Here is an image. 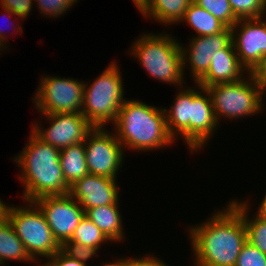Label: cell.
<instances>
[{"label": "cell", "instance_id": "1", "mask_svg": "<svg viewBox=\"0 0 266 266\" xmlns=\"http://www.w3.org/2000/svg\"><path fill=\"white\" fill-rule=\"evenodd\" d=\"M201 224L189 225L195 266H235L247 241L242 215L227 202ZM195 258V259H194Z\"/></svg>", "mask_w": 266, "mask_h": 266}, {"label": "cell", "instance_id": "2", "mask_svg": "<svg viewBox=\"0 0 266 266\" xmlns=\"http://www.w3.org/2000/svg\"><path fill=\"white\" fill-rule=\"evenodd\" d=\"M195 85L194 88L179 87L173 106L164 108L168 133L174 140L181 136L192 153L207 146L219 128L209 92Z\"/></svg>", "mask_w": 266, "mask_h": 266}, {"label": "cell", "instance_id": "3", "mask_svg": "<svg viewBox=\"0 0 266 266\" xmlns=\"http://www.w3.org/2000/svg\"><path fill=\"white\" fill-rule=\"evenodd\" d=\"M59 157L58 148L43 142L31 131L26 146L13 158L21 169L18 178L25 186L22 200L33 202L43 196L69 194Z\"/></svg>", "mask_w": 266, "mask_h": 266}, {"label": "cell", "instance_id": "4", "mask_svg": "<svg viewBox=\"0 0 266 266\" xmlns=\"http://www.w3.org/2000/svg\"><path fill=\"white\" fill-rule=\"evenodd\" d=\"M113 128L124 150L147 152L175 142L167 130L164 108L150 106L141 100L126 99Z\"/></svg>", "mask_w": 266, "mask_h": 266}, {"label": "cell", "instance_id": "5", "mask_svg": "<svg viewBox=\"0 0 266 266\" xmlns=\"http://www.w3.org/2000/svg\"><path fill=\"white\" fill-rule=\"evenodd\" d=\"M172 36L167 32L140 34L129 52L154 79L180 87L186 84L181 44Z\"/></svg>", "mask_w": 266, "mask_h": 266}, {"label": "cell", "instance_id": "6", "mask_svg": "<svg viewBox=\"0 0 266 266\" xmlns=\"http://www.w3.org/2000/svg\"><path fill=\"white\" fill-rule=\"evenodd\" d=\"M245 76L236 82L206 87L219 125L221 117L234 121L250 115L255 116L262 111L265 104L263 82L256 73H248Z\"/></svg>", "mask_w": 266, "mask_h": 266}, {"label": "cell", "instance_id": "7", "mask_svg": "<svg viewBox=\"0 0 266 266\" xmlns=\"http://www.w3.org/2000/svg\"><path fill=\"white\" fill-rule=\"evenodd\" d=\"M117 62H111L90 86L85 82L81 113L94 126L115 122L124 99V84Z\"/></svg>", "mask_w": 266, "mask_h": 266}, {"label": "cell", "instance_id": "8", "mask_svg": "<svg viewBox=\"0 0 266 266\" xmlns=\"http://www.w3.org/2000/svg\"><path fill=\"white\" fill-rule=\"evenodd\" d=\"M26 203L27 206L26 204L20 207L12 205L9 222L18 238L23 242L29 257L37 262L40 257L50 258L58 253L60 245L54 239L40 208L34 202Z\"/></svg>", "mask_w": 266, "mask_h": 266}, {"label": "cell", "instance_id": "9", "mask_svg": "<svg viewBox=\"0 0 266 266\" xmlns=\"http://www.w3.org/2000/svg\"><path fill=\"white\" fill-rule=\"evenodd\" d=\"M41 78L32 98L38 113H81L84 81L69 77L47 76V74L45 77L41 75Z\"/></svg>", "mask_w": 266, "mask_h": 266}, {"label": "cell", "instance_id": "10", "mask_svg": "<svg viewBox=\"0 0 266 266\" xmlns=\"http://www.w3.org/2000/svg\"><path fill=\"white\" fill-rule=\"evenodd\" d=\"M94 127L86 136L84 148L89 174L116 179L124 161L123 146L114 132Z\"/></svg>", "mask_w": 266, "mask_h": 266}, {"label": "cell", "instance_id": "11", "mask_svg": "<svg viewBox=\"0 0 266 266\" xmlns=\"http://www.w3.org/2000/svg\"><path fill=\"white\" fill-rule=\"evenodd\" d=\"M263 18L239 19L231 27L235 52L248 73H257L266 60V21L263 22Z\"/></svg>", "mask_w": 266, "mask_h": 266}, {"label": "cell", "instance_id": "12", "mask_svg": "<svg viewBox=\"0 0 266 266\" xmlns=\"http://www.w3.org/2000/svg\"><path fill=\"white\" fill-rule=\"evenodd\" d=\"M50 123L48 128H43L41 123L32 125V132L43 142L59 150L85 141L86 136L94 126L82 113H56L41 114Z\"/></svg>", "mask_w": 266, "mask_h": 266}, {"label": "cell", "instance_id": "13", "mask_svg": "<svg viewBox=\"0 0 266 266\" xmlns=\"http://www.w3.org/2000/svg\"><path fill=\"white\" fill-rule=\"evenodd\" d=\"M33 202L43 212L53 237L60 246L71 239L85 215V210L70 194L43 196Z\"/></svg>", "mask_w": 266, "mask_h": 266}, {"label": "cell", "instance_id": "14", "mask_svg": "<svg viewBox=\"0 0 266 266\" xmlns=\"http://www.w3.org/2000/svg\"><path fill=\"white\" fill-rule=\"evenodd\" d=\"M231 42L232 30L228 27L217 34L193 36L186 47H183L184 44L180 45L183 74L186 75L185 68L188 66L194 84L197 83L207 73L213 54L220 49L226 48Z\"/></svg>", "mask_w": 266, "mask_h": 266}, {"label": "cell", "instance_id": "15", "mask_svg": "<svg viewBox=\"0 0 266 266\" xmlns=\"http://www.w3.org/2000/svg\"><path fill=\"white\" fill-rule=\"evenodd\" d=\"M116 179L87 174L70 186L69 194L86 210L119 202Z\"/></svg>", "mask_w": 266, "mask_h": 266}, {"label": "cell", "instance_id": "16", "mask_svg": "<svg viewBox=\"0 0 266 266\" xmlns=\"http://www.w3.org/2000/svg\"><path fill=\"white\" fill-rule=\"evenodd\" d=\"M247 70L240 64L233 42L213 54L207 73L197 82L203 88L241 80Z\"/></svg>", "mask_w": 266, "mask_h": 266}, {"label": "cell", "instance_id": "17", "mask_svg": "<svg viewBox=\"0 0 266 266\" xmlns=\"http://www.w3.org/2000/svg\"><path fill=\"white\" fill-rule=\"evenodd\" d=\"M120 203L93 207L85 210V216L89 218L112 242H123L125 239L122 215L119 212ZM122 240V241H121Z\"/></svg>", "mask_w": 266, "mask_h": 266}, {"label": "cell", "instance_id": "18", "mask_svg": "<svg viewBox=\"0 0 266 266\" xmlns=\"http://www.w3.org/2000/svg\"><path fill=\"white\" fill-rule=\"evenodd\" d=\"M193 0H149L139 11L160 24H179Z\"/></svg>", "mask_w": 266, "mask_h": 266}, {"label": "cell", "instance_id": "19", "mask_svg": "<svg viewBox=\"0 0 266 266\" xmlns=\"http://www.w3.org/2000/svg\"><path fill=\"white\" fill-rule=\"evenodd\" d=\"M59 161L63 178L69 187L89 174L84 142L61 149Z\"/></svg>", "mask_w": 266, "mask_h": 266}, {"label": "cell", "instance_id": "20", "mask_svg": "<svg viewBox=\"0 0 266 266\" xmlns=\"http://www.w3.org/2000/svg\"><path fill=\"white\" fill-rule=\"evenodd\" d=\"M229 203L242 215L245 223L247 242L256 247L259 251L266 254V221L259 218L256 213L253 217H249L251 205L248 200L237 201L233 199ZM249 213V214H248ZM251 218V219H250Z\"/></svg>", "mask_w": 266, "mask_h": 266}, {"label": "cell", "instance_id": "21", "mask_svg": "<svg viewBox=\"0 0 266 266\" xmlns=\"http://www.w3.org/2000/svg\"><path fill=\"white\" fill-rule=\"evenodd\" d=\"M181 22L187 23L195 30L197 34L194 36H209L222 32L226 28L221 21L193 1L185 11Z\"/></svg>", "mask_w": 266, "mask_h": 266}, {"label": "cell", "instance_id": "22", "mask_svg": "<svg viewBox=\"0 0 266 266\" xmlns=\"http://www.w3.org/2000/svg\"><path fill=\"white\" fill-rule=\"evenodd\" d=\"M8 260L35 263L27 254L23 242L16 235L9 220L0 224V266L6 265Z\"/></svg>", "mask_w": 266, "mask_h": 266}, {"label": "cell", "instance_id": "23", "mask_svg": "<svg viewBox=\"0 0 266 266\" xmlns=\"http://www.w3.org/2000/svg\"><path fill=\"white\" fill-rule=\"evenodd\" d=\"M71 242L81 243L99 251V248L105 242H111L103 232L85 215L80 220L78 226L75 228L71 239Z\"/></svg>", "mask_w": 266, "mask_h": 266}, {"label": "cell", "instance_id": "24", "mask_svg": "<svg viewBox=\"0 0 266 266\" xmlns=\"http://www.w3.org/2000/svg\"><path fill=\"white\" fill-rule=\"evenodd\" d=\"M193 2L211 13L228 28L239 20L234 15L229 0H193Z\"/></svg>", "mask_w": 266, "mask_h": 266}, {"label": "cell", "instance_id": "25", "mask_svg": "<svg viewBox=\"0 0 266 266\" xmlns=\"http://www.w3.org/2000/svg\"><path fill=\"white\" fill-rule=\"evenodd\" d=\"M231 9L238 19L265 16V0H229Z\"/></svg>", "mask_w": 266, "mask_h": 266}, {"label": "cell", "instance_id": "26", "mask_svg": "<svg viewBox=\"0 0 266 266\" xmlns=\"http://www.w3.org/2000/svg\"><path fill=\"white\" fill-rule=\"evenodd\" d=\"M34 2L37 3L36 7L42 16L57 18L65 14L78 0H34Z\"/></svg>", "mask_w": 266, "mask_h": 266}, {"label": "cell", "instance_id": "27", "mask_svg": "<svg viewBox=\"0 0 266 266\" xmlns=\"http://www.w3.org/2000/svg\"><path fill=\"white\" fill-rule=\"evenodd\" d=\"M60 250L69 258L76 259L84 264H87L86 262L93 258L94 255L97 256L99 252L91 246L71 241H65L60 246Z\"/></svg>", "mask_w": 266, "mask_h": 266}, {"label": "cell", "instance_id": "28", "mask_svg": "<svg viewBox=\"0 0 266 266\" xmlns=\"http://www.w3.org/2000/svg\"><path fill=\"white\" fill-rule=\"evenodd\" d=\"M235 266H266V254L246 241Z\"/></svg>", "mask_w": 266, "mask_h": 266}, {"label": "cell", "instance_id": "29", "mask_svg": "<svg viewBox=\"0 0 266 266\" xmlns=\"http://www.w3.org/2000/svg\"><path fill=\"white\" fill-rule=\"evenodd\" d=\"M0 5L3 9L10 10L19 20H25L31 14L33 7V0H1Z\"/></svg>", "mask_w": 266, "mask_h": 266}, {"label": "cell", "instance_id": "30", "mask_svg": "<svg viewBox=\"0 0 266 266\" xmlns=\"http://www.w3.org/2000/svg\"><path fill=\"white\" fill-rule=\"evenodd\" d=\"M145 256V257H144ZM142 257L133 258V256L124 258V266H169L164 263L160 258L155 257L156 255H144ZM160 259V260H159Z\"/></svg>", "mask_w": 266, "mask_h": 266}, {"label": "cell", "instance_id": "31", "mask_svg": "<svg viewBox=\"0 0 266 266\" xmlns=\"http://www.w3.org/2000/svg\"><path fill=\"white\" fill-rule=\"evenodd\" d=\"M44 266H87V264L81 263L76 259L69 258L61 250L47 258V261L43 263Z\"/></svg>", "mask_w": 266, "mask_h": 266}, {"label": "cell", "instance_id": "32", "mask_svg": "<svg viewBox=\"0 0 266 266\" xmlns=\"http://www.w3.org/2000/svg\"><path fill=\"white\" fill-rule=\"evenodd\" d=\"M4 12H5V14H6V16L9 18V19H7V20H10L11 18H13L12 16H15L10 10H7V9H4L3 10ZM3 16H5V15H3ZM11 17V18H10ZM11 23V22H10ZM9 23V24H10ZM9 26V25H8ZM12 26H14V25H12ZM12 28V27H11ZM10 36V34H7L6 35V33H4V30L2 29V27L0 28V46L5 50V48H6V50H7V39H8V37ZM6 44V45H5Z\"/></svg>", "mask_w": 266, "mask_h": 266}, {"label": "cell", "instance_id": "33", "mask_svg": "<svg viewBox=\"0 0 266 266\" xmlns=\"http://www.w3.org/2000/svg\"><path fill=\"white\" fill-rule=\"evenodd\" d=\"M12 205L6 204V202L0 199V224L6 223L9 220V213Z\"/></svg>", "mask_w": 266, "mask_h": 266}, {"label": "cell", "instance_id": "34", "mask_svg": "<svg viewBox=\"0 0 266 266\" xmlns=\"http://www.w3.org/2000/svg\"><path fill=\"white\" fill-rule=\"evenodd\" d=\"M257 210L256 215L266 221V203H260Z\"/></svg>", "mask_w": 266, "mask_h": 266}, {"label": "cell", "instance_id": "35", "mask_svg": "<svg viewBox=\"0 0 266 266\" xmlns=\"http://www.w3.org/2000/svg\"><path fill=\"white\" fill-rule=\"evenodd\" d=\"M118 259V260H117ZM116 259V261H112V262H107L105 261L106 263H102L103 265L101 266H124V258L122 257V259L119 257Z\"/></svg>", "mask_w": 266, "mask_h": 266}, {"label": "cell", "instance_id": "36", "mask_svg": "<svg viewBox=\"0 0 266 266\" xmlns=\"http://www.w3.org/2000/svg\"><path fill=\"white\" fill-rule=\"evenodd\" d=\"M256 74L262 80V82H263V89H264V92H265L266 91V70H259Z\"/></svg>", "mask_w": 266, "mask_h": 266}, {"label": "cell", "instance_id": "37", "mask_svg": "<svg viewBox=\"0 0 266 266\" xmlns=\"http://www.w3.org/2000/svg\"><path fill=\"white\" fill-rule=\"evenodd\" d=\"M137 10H140L149 0H132Z\"/></svg>", "mask_w": 266, "mask_h": 266}, {"label": "cell", "instance_id": "38", "mask_svg": "<svg viewBox=\"0 0 266 266\" xmlns=\"http://www.w3.org/2000/svg\"><path fill=\"white\" fill-rule=\"evenodd\" d=\"M260 203H266V192H265V195H264V197H263V200H261Z\"/></svg>", "mask_w": 266, "mask_h": 266}, {"label": "cell", "instance_id": "39", "mask_svg": "<svg viewBox=\"0 0 266 266\" xmlns=\"http://www.w3.org/2000/svg\"><path fill=\"white\" fill-rule=\"evenodd\" d=\"M260 70H266V60H265V63Z\"/></svg>", "mask_w": 266, "mask_h": 266}]
</instances>
